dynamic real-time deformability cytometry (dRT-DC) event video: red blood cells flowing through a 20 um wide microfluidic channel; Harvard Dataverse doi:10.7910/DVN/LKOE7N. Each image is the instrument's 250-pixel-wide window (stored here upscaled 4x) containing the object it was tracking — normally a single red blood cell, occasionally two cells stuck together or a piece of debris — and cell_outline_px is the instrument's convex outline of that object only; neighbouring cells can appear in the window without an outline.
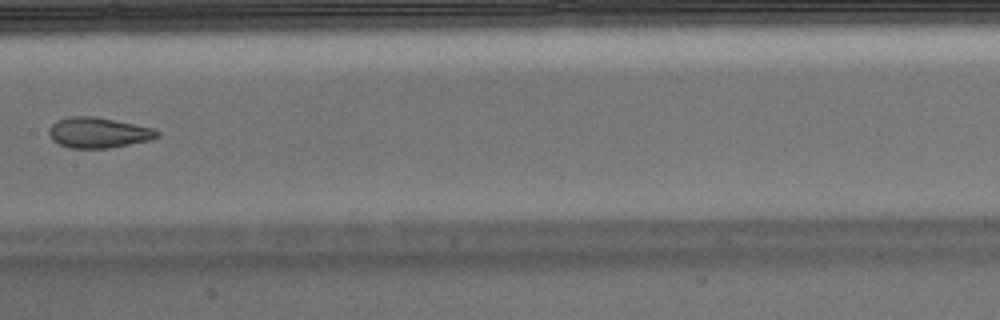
{"species": "Egyptian fruit bat (a non-hibernating species)", "species_latin": "Rousettus aegyptiacus", "temperature_condition": "warm", "stored_images_in_passage": 8, "camera_frame_rate_fps": 3000, "um_per_image_px": 0.085, "animal": {"sex": "male"}, "frame": {"image": 1, "passage_image": 8, "time_ms": 2.333, "image_size_px": [1000, 320], "cell_outline_px": [[160, 136], [152, 140], [108, 148], [68, 148], [52, 140], [48, 132], [52, 124], [56, 120], [68, 116], [96, 116], [156, 128], [160, 132]], "centroid_in_image_um": [8.4, 11.26], "position_along_channel_um": 199.0, "area_um2": 19.54}}